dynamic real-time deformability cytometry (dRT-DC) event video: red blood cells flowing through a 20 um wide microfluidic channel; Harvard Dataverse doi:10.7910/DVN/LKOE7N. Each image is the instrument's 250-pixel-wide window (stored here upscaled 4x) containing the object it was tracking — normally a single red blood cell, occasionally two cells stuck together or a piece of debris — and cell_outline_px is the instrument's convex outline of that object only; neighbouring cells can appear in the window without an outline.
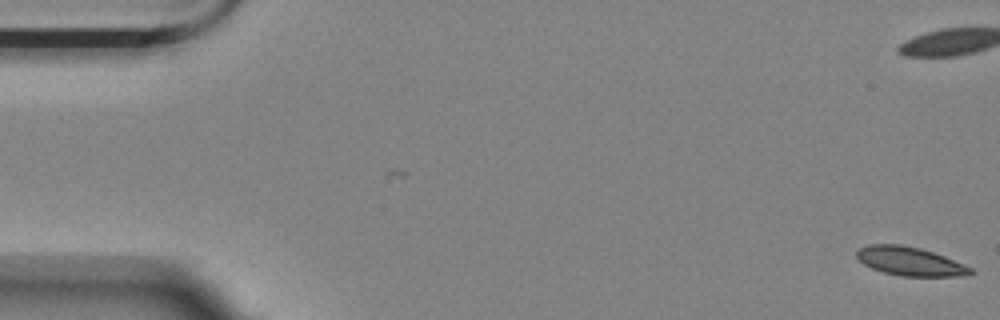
{"species": "Egyptian fruit bat (a non-hibernating species)", "species_latin": "Rousettus aegyptiacus", "temperature_condition": "room temperature", "stored_images_in_passage": 58, "camera_frame_rate_fps": 3000, "um_per_image_px": 0.085, "animal": {"sex": "female"}, "frame": {"image": 1, "passage_image": 1, "time_ms": 0.0, "image_size_px": [1000, 320], "cell_outline_px": [[976, 272], [968, 276], [900, 276], [884, 272], [872, 268], [864, 264], [856, 256], [856, 252], [860, 248], [868, 244], [900, 244], [920, 248], [944, 256], [972, 268]], "centroid_in_image_um": [77.37, 22.21], "position_along_channel_um": 7.6, "area_um2": 19.02}, "authors_computed_cell_mechanics": {"area_um2": 20.1144, "velocity_mm_per_s": 3.4935, "shape_relaxation_time_tau1_ms": 7.7263, "shape_relaxation_time_tau2_ms": 7.2343, "deformation_change_tau1": 0.1078, "deformation_change_tau2": 0.1178}}